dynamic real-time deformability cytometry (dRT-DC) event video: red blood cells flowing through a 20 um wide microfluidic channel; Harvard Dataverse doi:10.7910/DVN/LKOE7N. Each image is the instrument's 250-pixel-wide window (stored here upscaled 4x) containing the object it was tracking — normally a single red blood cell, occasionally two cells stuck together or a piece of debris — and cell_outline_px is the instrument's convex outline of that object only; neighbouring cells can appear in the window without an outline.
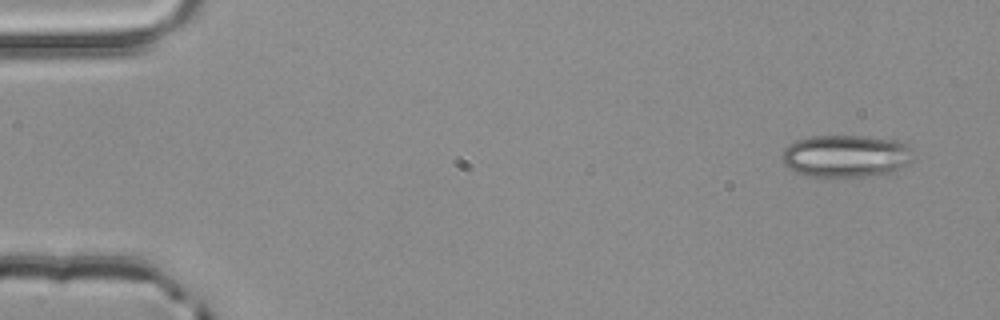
{"species": "common noctule bat (a hibernating species)", "species_latin": "Nyctalus noctula", "temperature_condition": "room temperature", "stored_images_in_passage": 5, "segment_of_instrument_passage": [1, 2], "camera_frame_rate_fps": 3000, "um_per_image_px": 0.085, "animal": {"sex": "male", "body_mass_g": 20.4}, "frame": {"image": 1, "passage_image": 1, "time_ms": 0.0, "image_size_px": [1000, 320], "cell_outline_px": [[912, 160], [908, 164], [892, 172], [868, 176], [804, 176], [788, 168], [784, 164], [780, 156], [784, 148], [788, 144], [796, 140], [812, 136], [864, 136], [904, 140], [908, 148]], "centroid_in_image_um": [71.87, 13.25], "position_along_channel_um": 13.1, "area_um2": 32.6}}